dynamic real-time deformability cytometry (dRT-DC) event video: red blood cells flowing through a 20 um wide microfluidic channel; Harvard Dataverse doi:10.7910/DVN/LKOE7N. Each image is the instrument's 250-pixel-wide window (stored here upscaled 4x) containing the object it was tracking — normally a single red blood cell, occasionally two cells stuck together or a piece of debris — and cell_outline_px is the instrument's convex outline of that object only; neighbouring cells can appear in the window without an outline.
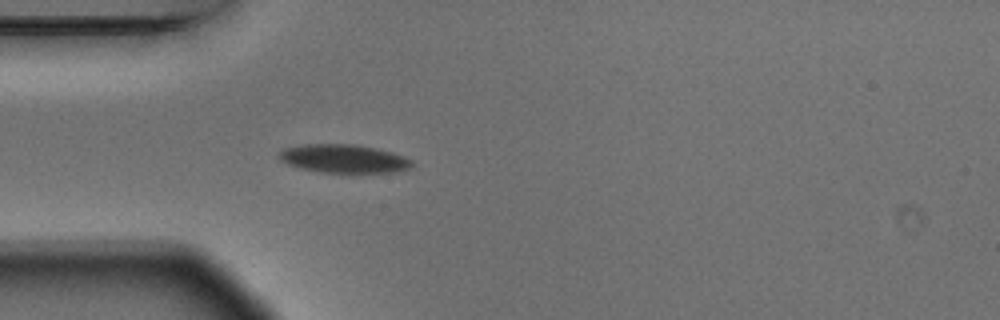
{"species": "Egyptian fruit bat (a non-hibernating species)", "species_latin": "Rousettus aegyptiacus", "temperature_condition": "warm", "stored_images_in_passage": 4, "camera_frame_rate_fps": 3000, "um_per_image_px": 0.085, "animal": {"sex": "male"}, "frame": {"image": 1, "passage_image": 4, "time_ms": 1.0, "image_size_px": [1000, 320], "cell_outline_px": [[412, 168], [396, 172], [352, 176], [320, 172], [300, 168], [288, 164], [280, 160], [276, 156], [284, 148], [300, 144], [356, 144], [376, 148], [392, 152], [404, 156], [412, 160]], "centroid_in_image_um": [29.26, 13.53], "position_along_channel_um": 55.7, "area_um2": 23.24}}